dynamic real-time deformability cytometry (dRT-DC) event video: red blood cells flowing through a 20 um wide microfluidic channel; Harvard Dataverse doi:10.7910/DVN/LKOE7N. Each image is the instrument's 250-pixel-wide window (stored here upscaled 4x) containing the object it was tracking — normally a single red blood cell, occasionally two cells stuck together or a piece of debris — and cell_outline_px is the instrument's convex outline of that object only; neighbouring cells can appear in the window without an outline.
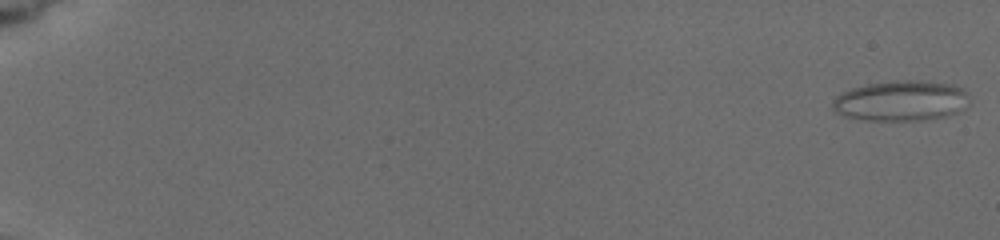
{"species": "common noctule bat (a hibernating species)", "species_latin": "Nyctalus noctula", "temperature_condition": "cold", "stored_images_in_passage": 17, "camera_frame_rate_fps": 3000, "um_per_image_px": 0.085, "animal": {"sex": "female", "body_mass_g": 19.5, "forearm_length_mm": 54.1}, "frame": {"image": 1, "passage_image": 1, "time_ms": 0.0, "image_size_px": [1000, 240], "cell_outline_px": [[968, 92], [964, 108], [960, 112], [944, 116], [924, 120], [864, 120], [844, 116], [836, 112], [832, 108], [832, 104], [836, 96], [852, 88], [868, 84], [904, 80], [920, 80], [952, 84]], "centroid_in_image_um": [76.58, 8.57], "position_along_channel_um": 8.4, "area_um2": 31.96}}